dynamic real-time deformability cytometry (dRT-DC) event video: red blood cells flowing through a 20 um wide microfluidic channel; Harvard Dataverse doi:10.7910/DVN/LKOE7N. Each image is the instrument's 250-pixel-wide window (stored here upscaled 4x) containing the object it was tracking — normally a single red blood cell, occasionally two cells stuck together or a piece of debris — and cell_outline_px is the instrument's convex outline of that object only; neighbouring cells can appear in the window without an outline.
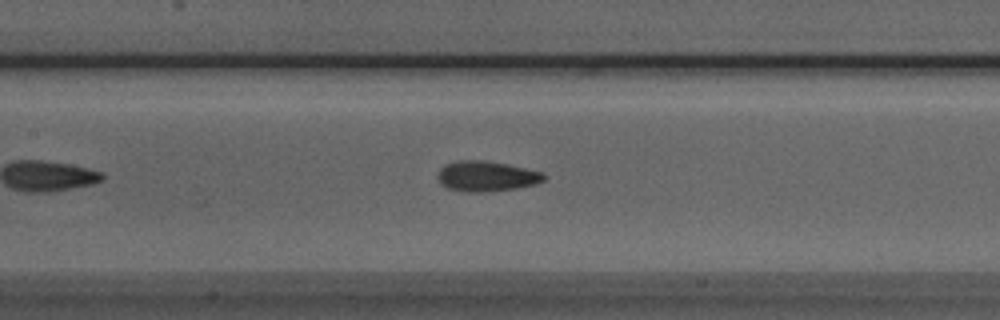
{"species": "Egyptian fruit bat (a non-hibernating species)", "species_latin": "Rousettus aegyptiacus", "temperature_condition": "room temperature", "stored_images_in_passage": 37, "camera_frame_rate_fps": 3000, "um_per_image_px": 0.085, "animal": {"sex": "male"}, "frame": {"image": 1, "passage_image": 14, "time_ms": 4.333, "image_size_px": [1000, 320], "cell_outline_px": [[548, 176], [544, 180], [536, 184], [516, 188], [484, 192], [468, 192], [448, 188], [440, 184], [436, 176], [440, 168], [444, 164], [456, 160], [484, 160], [508, 164], [540, 172]], "centroid_in_image_um": [41.31, 14.97], "position_along_channel_um": 166.1, "area_um2": 18.9}}
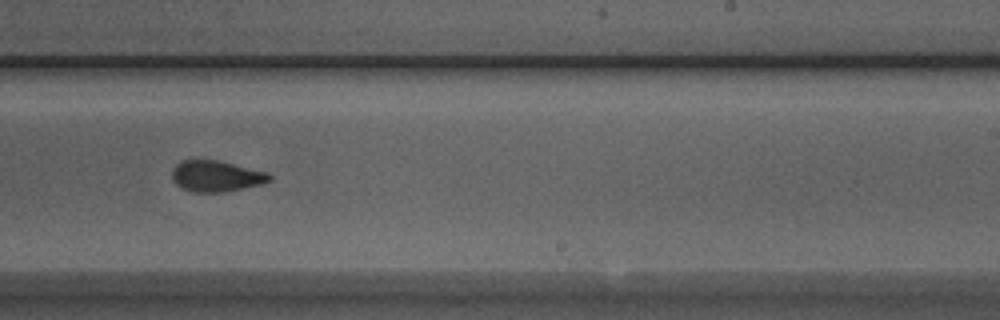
{"frame": {"image": 2, "passage_image": 22, "time_ms": 7.0, "image_size_px": [1000, 320], "cell_outline_px": [[272, 180], [264, 184], [224, 192], [192, 192], [180, 188], [172, 180], [172, 168], [180, 160], [220, 160], [268, 172], [272, 176]], "centroid_in_image_um": [18.39, 14.97], "position_along_channel_um": 270.6, "area_um2": 18.03}}
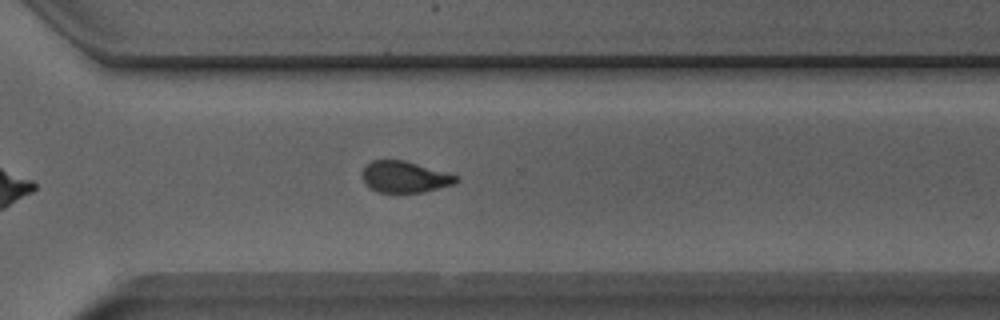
{"frame": {"image": 3, "passage_image": 27, "time_ms": 8.667, "image_size_px": [1000, 320], "cell_outline_px": [[460, 180], [456, 184], [424, 192], [376, 192], [368, 188], [364, 184], [360, 176], [364, 168], [372, 160], [404, 160], [460, 176]], "centroid_in_image_um": [34.4, 15.05], "position_along_channel_um": 336.2, "area_um2": 17.46}}